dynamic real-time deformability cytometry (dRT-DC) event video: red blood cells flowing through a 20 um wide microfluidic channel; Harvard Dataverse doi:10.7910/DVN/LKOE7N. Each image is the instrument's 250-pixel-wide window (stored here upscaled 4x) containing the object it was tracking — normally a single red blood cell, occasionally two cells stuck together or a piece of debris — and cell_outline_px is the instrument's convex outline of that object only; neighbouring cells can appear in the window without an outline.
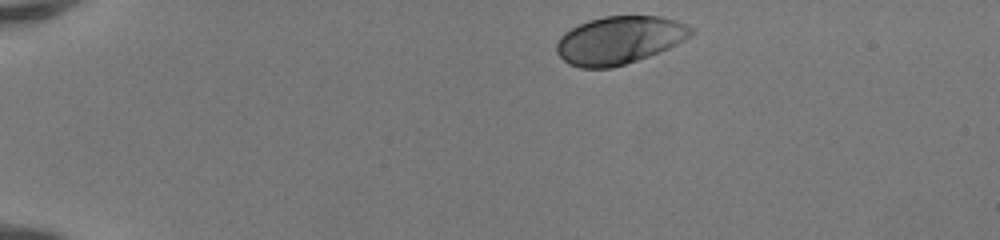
{"species": "human", "species_latin": "Homo sapiens", "temperature_condition": "room temperature", "stored_images_in_passage": 41, "camera_frame_rate_fps": 3000, "um_per_image_px": 0.085, "donor": {"sex": "female"}, "frame": {"image": 1, "passage_image": 1, "time_ms": 0.0, "image_size_px": [1000, 240], "cell_outline_px": [[696, 32], [684, 40], [660, 52], [612, 68], [580, 68], [568, 64], [556, 52], [556, 44], [560, 36], [564, 32], [588, 20], [604, 16], [660, 16], [676, 20], [696, 28]], "centroid_in_image_um": [52.66, 3.41], "position_along_channel_um": 32.3, "area_um2": 37.63}}
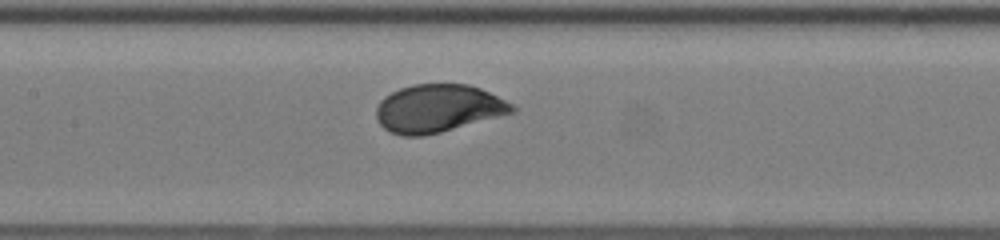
{"frame": {"image": 2, "passage_image": 17, "time_ms": 5.333, "image_size_px": [1000, 240], "cell_outline_px": [[516, 112], [440, 132], [424, 136], [400, 136], [384, 128], [376, 120], [376, 108], [380, 100], [384, 96], [400, 88], [412, 84], [468, 84], [480, 88], [512, 104], [516, 108]], "centroid_in_image_um": [37.21, 9.22], "position_along_channel_um": 170.2, "area_um2": 37.86}}
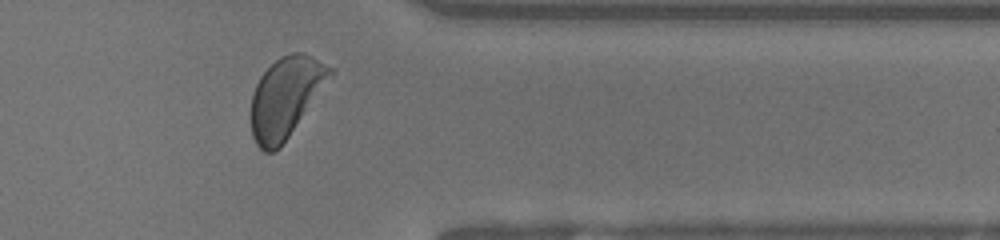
{"frame": {"image": 3, "passage_image": 33, "time_ms": 10.667, "image_size_px": [1000, 240], "cell_outline_px": [[336, 72], [280, 148], [272, 152], [264, 152], [256, 144], [252, 136], [252, 92], [260, 76], [280, 56], [292, 52], [300, 52], [336, 68]], "centroid_in_image_um": [24.31, 8.26], "position_along_channel_um": 387.1, "area_um2": 36.88}, "authors_computed_cell_mechanics": {"area_um2": 38.148, "velocity_mm_per_s": 4.1601, "shape_relaxation_time_tau1_ms": 1.6001, "shape_relaxation_time_tau2_ms": null, "deformation_change_tau1": 0.1356, "deformation_change_tau2": null}}